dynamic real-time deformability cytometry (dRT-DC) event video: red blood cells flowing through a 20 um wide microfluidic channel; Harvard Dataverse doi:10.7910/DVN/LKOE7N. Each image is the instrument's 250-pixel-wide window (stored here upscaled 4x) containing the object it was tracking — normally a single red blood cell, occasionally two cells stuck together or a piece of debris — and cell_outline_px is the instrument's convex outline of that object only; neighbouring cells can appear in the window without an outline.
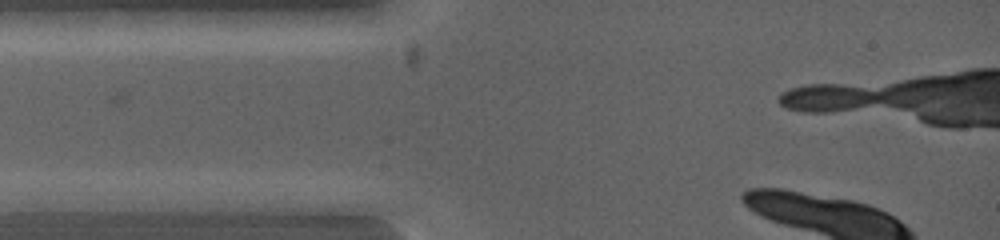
{"species": "common noctule bat (a hibernating species)", "species_latin": "Nyctalus noctula", "temperature_condition": "warm", "stored_images_in_passage": 2, "camera_frame_rate_fps": 5000, "um_per_image_px": 0.085, "animal": {"sex": "female", "body_mass_g": 19.0, "forearm_length_mm": 53.3}, "frame": {"image": 1, "passage_image": 1, "time_ms": 0.0, "image_size_px": [1000, 240], "cell_outline_px": [[124, 200], [60, 212], [20, 212], [16, 200], [32, 192], [104, 192]], "centroid_in_image_um": [5.32, 17.1], "position_along_channel_um": 79.7, "area_um2": 11.62}}